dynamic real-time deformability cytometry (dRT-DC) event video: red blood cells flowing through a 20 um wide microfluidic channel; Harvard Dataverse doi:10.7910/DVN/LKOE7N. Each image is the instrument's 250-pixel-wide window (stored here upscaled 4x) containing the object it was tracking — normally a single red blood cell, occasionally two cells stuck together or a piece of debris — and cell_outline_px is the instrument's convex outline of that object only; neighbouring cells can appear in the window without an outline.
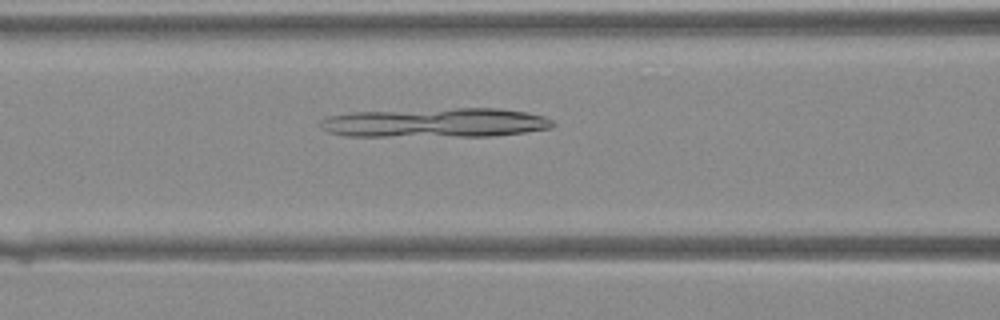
{"species": "Egyptian fruit bat (a non-hibernating species)", "species_latin": "Rousettus aegyptiacus", "temperature_condition": "warm", "stored_images_in_passage": 42, "camera_frame_rate_fps": 3000, "um_per_image_px": 0.085, "animal": {"sex": "female"}, "frame": {"image": 1, "passage_image": 19, "time_ms": 6.0, "image_size_px": [1000, 320], "cell_outline_px": [[556, 124], [552, 128], [524, 132], [492, 136], [344, 136], [328, 132], [320, 128], [320, 120], [328, 116], [352, 112], [456, 108], [496, 108], [528, 112], [544, 116], [552, 120]], "centroid_in_image_um": [37.02, 10.43], "position_along_channel_um": 129.6, "area_um2": 39.94}}
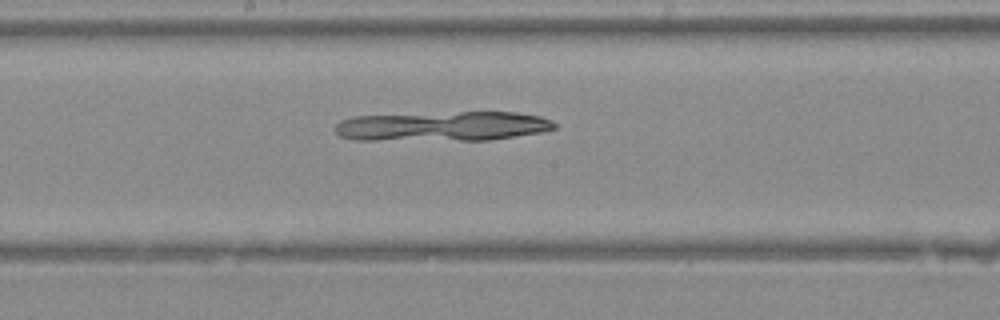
{"frame": {"image": 2, "passage_image": 24, "time_ms": 7.667, "image_size_px": [1000, 320], "cell_outline_px": [[556, 128], [540, 132], [488, 140], [352, 140], [340, 136], [332, 128], [340, 120], [352, 116], [460, 112], [516, 112], [540, 116], [552, 120], [556, 124]], "centroid_in_image_um": [37.58, 10.73], "position_along_channel_um": 210.6, "area_um2": 38.09}}
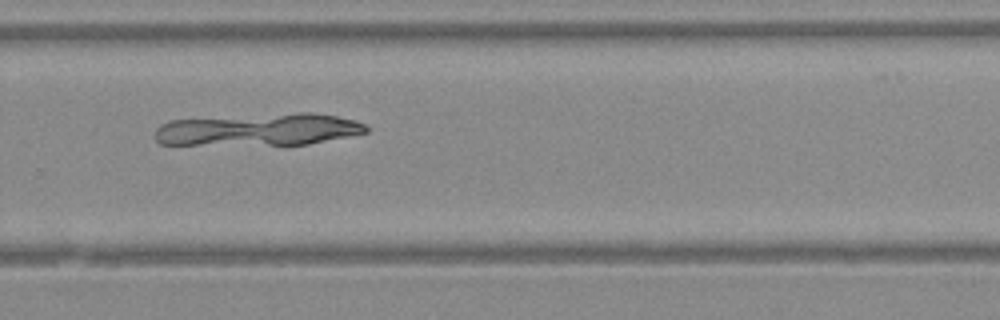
{"frame": {"image": 3, "passage_image": 30, "time_ms": 9.667, "image_size_px": [1000, 320], "cell_outline_px": [[368, 132], [308, 144], [160, 144], [156, 140], [156, 128], [160, 124], [172, 120], [296, 112], [316, 112], [356, 120], [364, 124], [368, 128]], "centroid_in_image_um": [22.03, 11.0], "position_along_channel_um": 307.8, "area_um2": 39.36}}